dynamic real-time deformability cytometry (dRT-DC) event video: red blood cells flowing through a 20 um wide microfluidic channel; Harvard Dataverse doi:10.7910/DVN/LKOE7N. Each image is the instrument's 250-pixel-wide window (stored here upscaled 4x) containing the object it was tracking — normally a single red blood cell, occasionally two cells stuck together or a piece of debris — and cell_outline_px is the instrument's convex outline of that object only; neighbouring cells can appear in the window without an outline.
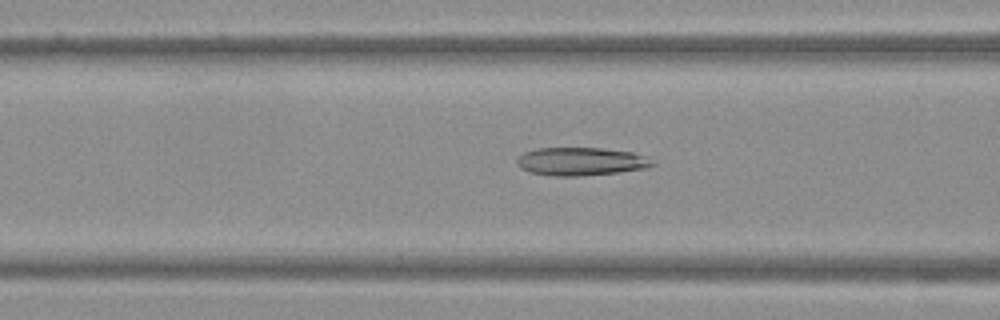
{"species": "Egyptian fruit bat (a non-hibernating species)", "species_latin": "Rousettus aegyptiacus", "temperature_condition": "warm", "stored_images_in_passage": 51, "camera_frame_rate_fps": 3000, "um_per_image_px": 0.085, "frame": {"image": 1, "passage_image": 21, "time_ms": 6.667, "image_size_px": [1000, 320], "cell_outline_px": [[656, 164], [648, 168], [616, 172], [580, 176], [552, 176], [528, 172], [520, 168], [516, 164], [516, 160], [524, 152], [536, 148], [600, 148], [632, 152], [648, 156], [656, 160]], "centroid_in_image_um": [49.41, 13.72], "position_along_channel_um": 117.2, "area_um2": 22.48}}
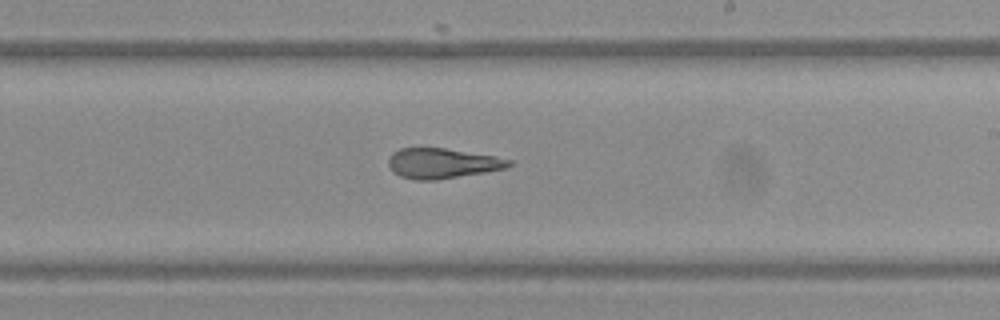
{"frame": {"image": 2, "passage_image": 31, "time_ms": 10.0, "image_size_px": [1000, 320], "cell_outline_px": [[512, 164], [504, 168], [484, 172], [436, 180], [416, 180], [400, 176], [388, 164], [388, 160], [392, 152], [400, 148], [444, 148], [496, 156], [512, 160]], "centroid_in_image_um": [37.59, 13.87], "position_along_channel_um": 251.4, "area_um2": 20.92}}
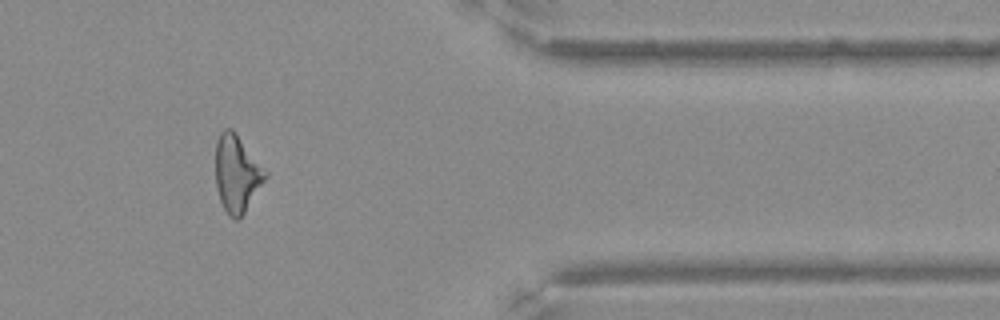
{"frame": {"image": 3, "passage_image": 43, "time_ms": 14.0, "image_size_px": [1000, 320], "cell_outline_px": [[268, 172], [264, 180], [244, 212], [236, 220], [228, 216], [220, 200], [216, 188], [216, 140], [220, 132], [224, 128], [232, 128], [236, 132]], "centroid_in_image_um": [20.11, 14.71], "position_along_channel_um": 391.3, "area_um2": 22.14}}